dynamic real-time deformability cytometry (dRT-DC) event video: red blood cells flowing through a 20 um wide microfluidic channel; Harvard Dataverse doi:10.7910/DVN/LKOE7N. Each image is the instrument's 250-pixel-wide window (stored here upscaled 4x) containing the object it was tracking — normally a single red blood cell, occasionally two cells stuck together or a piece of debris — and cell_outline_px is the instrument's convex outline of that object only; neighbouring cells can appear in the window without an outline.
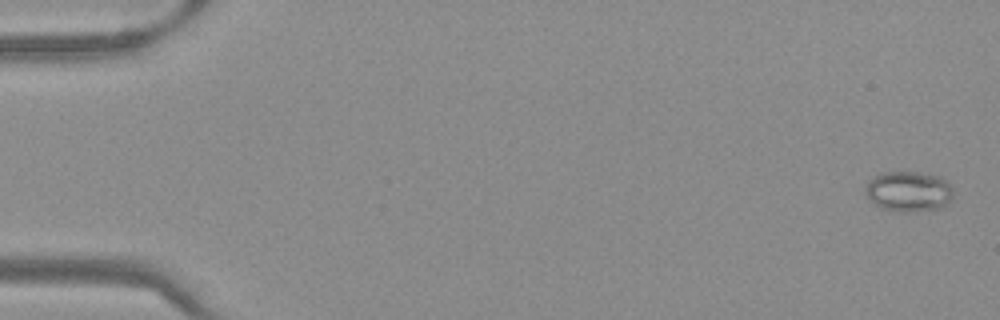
{"species": "Egyptian fruit bat (a non-hibernating species)", "species_latin": "Rousettus aegyptiacus", "temperature_condition": "warm", "stored_images_in_passage": 52, "camera_frame_rate_fps": 3000, "um_per_image_px": 0.085, "frame": {"image": 1, "passage_image": 2, "time_ms": 0.333, "image_size_px": [1000, 320], "cell_outline_px": [[952, 196], [948, 204], [940, 208], [912, 212], [900, 212], [884, 208], [876, 204], [864, 192], [868, 180], [880, 172], [916, 172], [940, 176], [952, 188]], "centroid_in_image_um": [77.23, 16.26], "position_along_channel_um": 7.8, "area_um2": 20.58}}
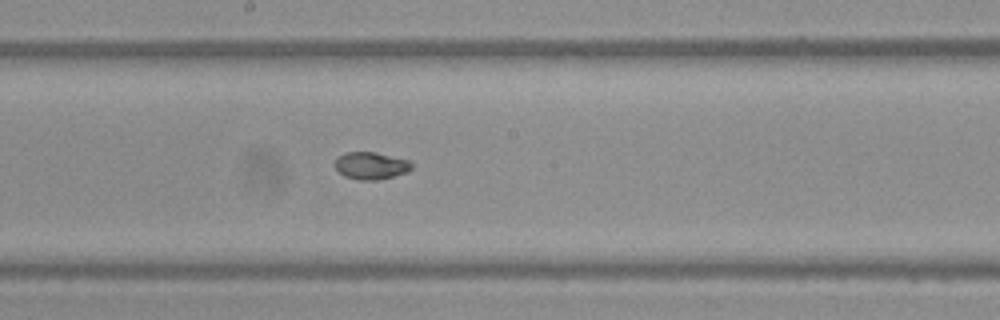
{"frame": {"image": 2, "passage_image": 29, "time_ms": 9.333, "image_size_px": [1000, 320], "cell_outline_px": [[412, 168], [408, 172], [376, 180], [360, 180], [344, 176], [332, 164], [336, 156], [344, 152], [376, 152], [408, 160], [412, 164]], "centroid_in_image_um": [31.48, 14.07], "position_along_channel_um": 216.7, "area_um2": 12.31}}
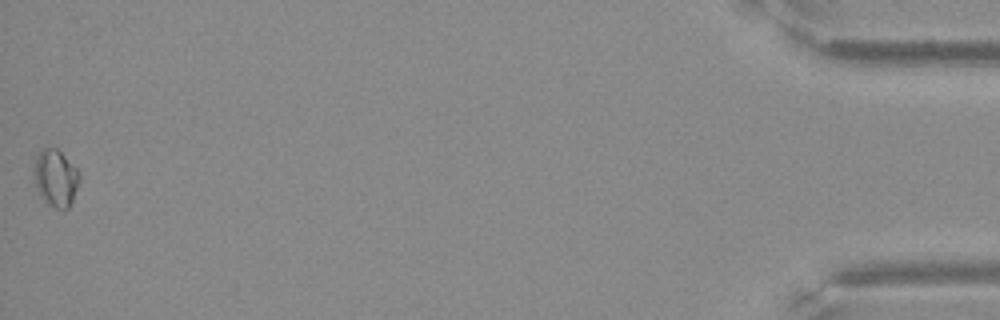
{"frame": {"image": 3, "passage_image": 52, "time_ms": 17.0, "image_size_px": [1000, 320], "cell_outline_px": [[80, 180], [72, 200], [68, 208], [56, 208], [48, 204], [40, 196], [36, 188], [36, 156], [44, 148], [56, 148], [76, 168], [80, 176]], "centroid_in_image_um": [4.76, 15.15], "position_along_channel_um": 430.4, "area_um2": 14.51}}